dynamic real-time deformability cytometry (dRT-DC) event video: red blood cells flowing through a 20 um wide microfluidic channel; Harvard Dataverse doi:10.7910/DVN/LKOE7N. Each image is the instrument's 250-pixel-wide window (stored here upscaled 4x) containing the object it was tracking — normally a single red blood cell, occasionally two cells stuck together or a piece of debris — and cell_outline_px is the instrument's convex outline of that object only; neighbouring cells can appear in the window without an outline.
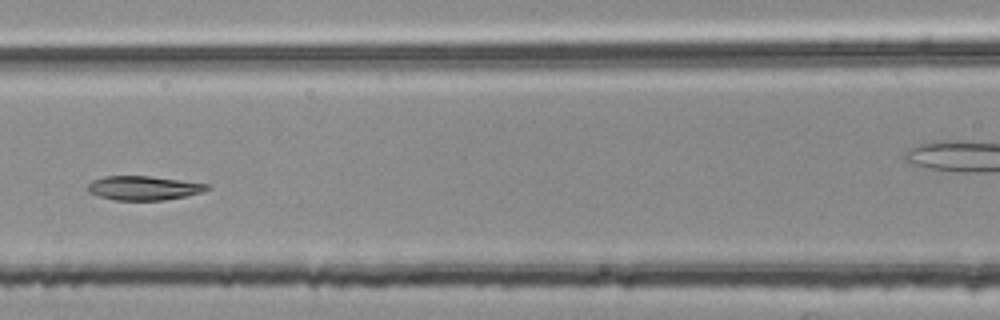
{"species": "common noctule bat (a hibernating species)", "species_latin": "Nyctalus noctula", "temperature_condition": "room temperature", "stored_images_in_passage": 8, "camera_frame_rate_fps": 3000, "um_per_image_px": 0.085, "animal": {"sex": "female", "body_mass_g": 25.1}, "frame": {"image": 1, "passage_image": 6, "time_ms": 1.667, "image_size_px": [1000, 320], "cell_outline_px": [[212, 188], [200, 192], [184, 196], [164, 200], [116, 200], [100, 196], [88, 192], [84, 188], [92, 180], [104, 176], [148, 176], [212, 184]], "centroid_in_image_um": [12.2, 15.97], "position_along_channel_um": 154.4, "area_um2": 16.82}}
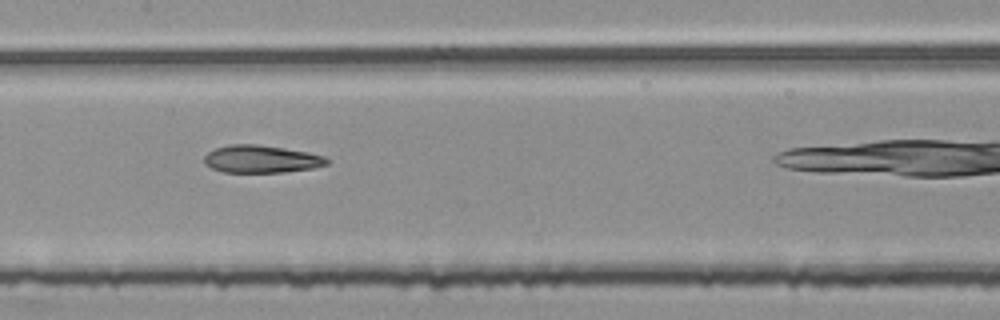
{"frame": {"image": 2, "passage_image": 7, "time_ms": 2.0, "image_size_px": [1000, 320], "cell_outline_px": [[328, 164], [312, 168], [284, 172], [224, 172], [212, 168], [204, 164], [204, 156], [208, 152], [216, 148], [232, 144], [256, 144], [284, 148], [308, 152], [324, 156], [328, 160]], "centroid_in_image_um": [22.19, 13.52], "position_along_channel_um": 185.2, "area_um2": 19.59}}